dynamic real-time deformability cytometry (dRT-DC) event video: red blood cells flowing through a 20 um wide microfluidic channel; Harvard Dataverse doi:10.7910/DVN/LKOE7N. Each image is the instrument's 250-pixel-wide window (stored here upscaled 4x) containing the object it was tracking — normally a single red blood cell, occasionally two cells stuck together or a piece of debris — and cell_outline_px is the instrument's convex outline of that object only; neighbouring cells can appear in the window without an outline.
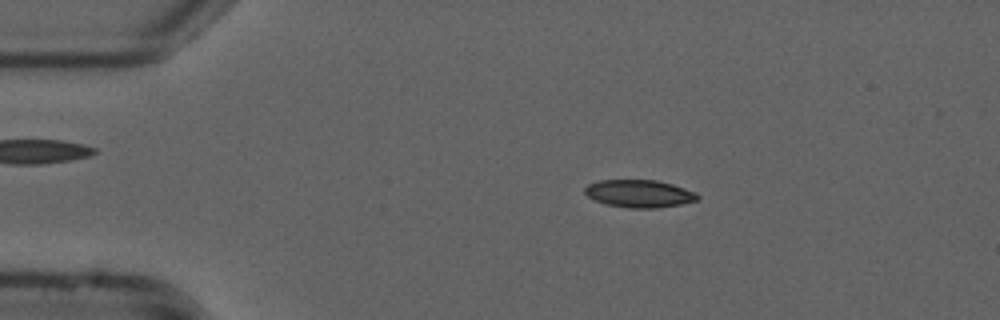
{"species": "common noctule bat (a hibernating species)", "species_latin": "Nyctalus noctula", "temperature_condition": "cold", "stored_images_in_passage": 28, "camera_frame_rate_fps": 3000, "um_per_image_px": 0.085, "animal": {"sex": "male", "forearm_length_mm": 52.5}, "frame": {"image": 1, "passage_image": 9, "time_ms": 2.667, "image_size_px": [1000, 320], "cell_outline_px": [[700, 200], [660, 208], [628, 208], [604, 204], [588, 196], [584, 192], [584, 188], [588, 184], [600, 180], [656, 180], [672, 184], [696, 192], [700, 196]], "centroid_in_image_um": [54.36, 16.46], "position_along_channel_um": 30.6, "area_um2": 18.26}}
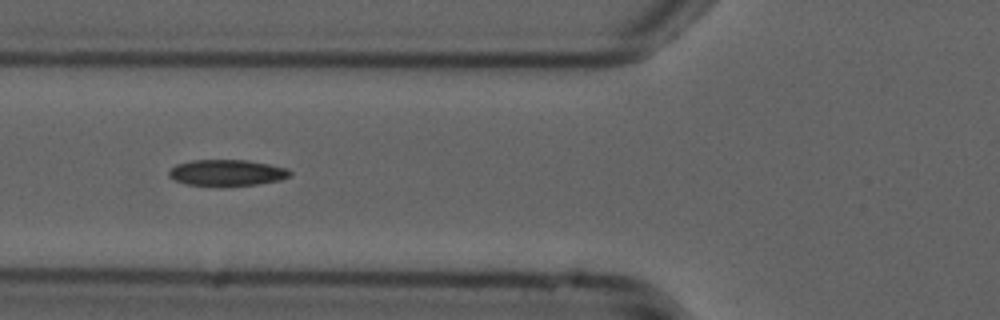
{"frame": {"image": 2, "passage_image": 19, "time_ms": 6.0, "image_size_px": [1000, 320], "cell_outline_px": [[292, 176], [280, 180], [256, 184], [224, 188], [220, 188], [184, 184], [172, 180], [168, 176], [168, 172], [176, 164], [192, 160], [248, 160], [288, 168], [292, 172]], "centroid_in_image_um": [19.26, 14.72], "position_along_channel_um": 106.5, "area_um2": 19.25}}
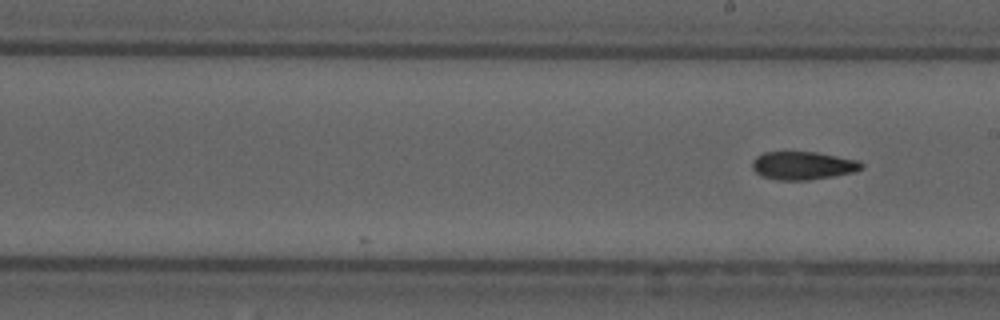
{"frame": {"image": 3, "passage_image": 28, "time_ms": 9.0, "image_size_px": [1000, 320], "cell_outline_px": [[864, 168], [856, 172], [808, 180], [776, 180], [760, 176], [752, 168], [752, 160], [756, 156], [764, 152], [816, 152], [856, 160], [864, 164]], "centroid_in_image_um": [68.23, 14.08], "position_along_channel_um": 220.8, "area_um2": 17.98}}